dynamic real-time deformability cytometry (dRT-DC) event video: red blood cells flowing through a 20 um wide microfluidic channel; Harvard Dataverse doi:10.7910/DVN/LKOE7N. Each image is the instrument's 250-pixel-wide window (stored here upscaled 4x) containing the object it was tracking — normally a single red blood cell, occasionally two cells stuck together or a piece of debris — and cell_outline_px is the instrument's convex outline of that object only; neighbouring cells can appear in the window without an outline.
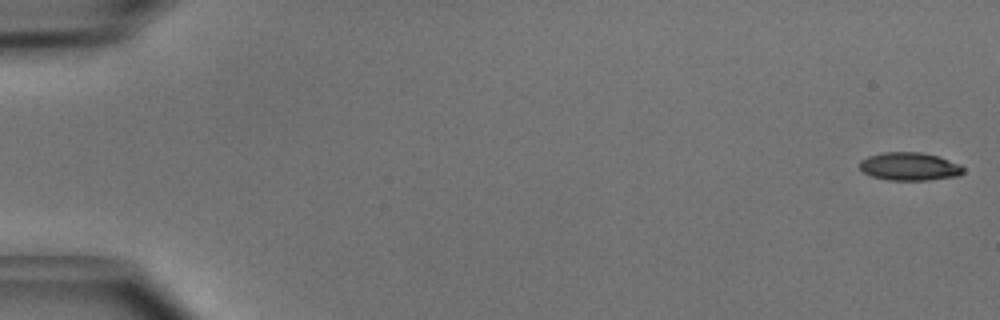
{"species": "common noctule bat (a hibernating species)", "species_latin": "Nyctalus noctula", "temperature_condition": "cold", "stored_images_in_passage": 50, "camera_frame_rate_fps": 3000, "um_per_image_px": 0.085, "animal": {"sex": "male", "body_mass_g": 15.6}, "frame": {"image": 1, "passage_image": 1, "time_ms": 0.0, "image_size_px": [1000, 320], "cell_outline_px": [[964, 172], [960, 176], [928, 180], [888, 180], [872, 176], [864, 172], [860, 168], [860, 160], [868, 156], [884, 152], [920, 152], [936, 156], [960, 164], [964, 168]], "centroid_in_image_um": [77.32, 14.15], "position_along_channel_um": 7.7, "area_um2": 16.94}}
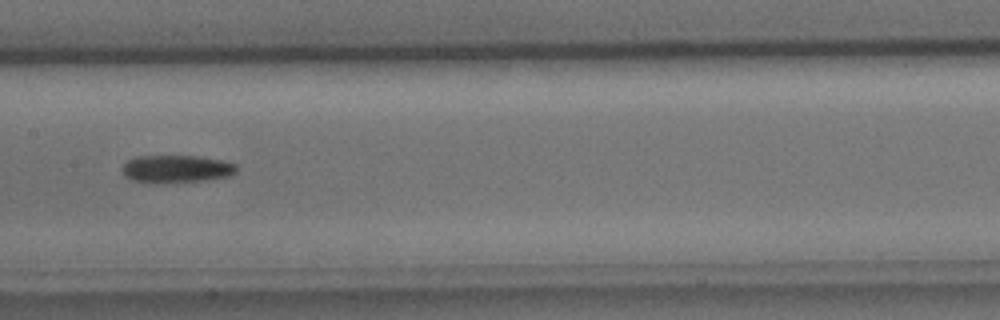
{"frame": {"image": 2, "passage_image": 26, "time_ms": 8.333, "image_size_px": [1000, 320], "cell_outline_px": [[236, 172], [232, 176], [204, 180], [164, 184], [152, 184], [132, 180], [124, 176], [120, 168], [128, 160], [140, 156], [196, 156], [220, 160], [236, 164]], "centroid_in_image_um": [14.95, 14.38], "position_along_channel_um": 192.4, "area_um2": 18.73}}
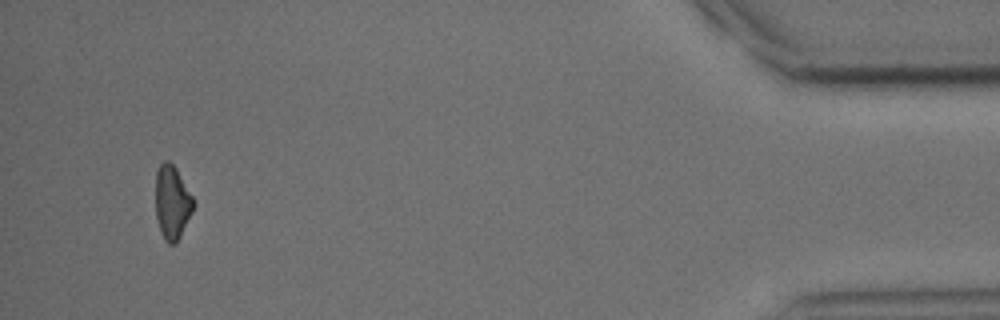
{"frame": {"image": 3, "passage_image": 48, "time_ms": 15.667, "image_size_px": [1000, 320], "cell_outline_px": [[196, 204], [176, 244], [168, 244], [164, 240], [160, 232], [156, 216], [156, 172], [160, 164], [164, 160], [168, 160], [176, 168], [192, 196]], "centroid_in_image_um": [14.63, 17.21], "position_along_channel_um": 420.6, "area_um2": 16.3}, "authors_computed_cell_mechanics": {"area_um2": 17.6868, "velocity_mm_per_s": 4.0423, "shape_relaxation_time_tau1_ms": 4.2068, "shape_relaxation_time_tau2_ms": null, "deformation_change_tau1": 0.108, "deformation_change_tau2": null}}